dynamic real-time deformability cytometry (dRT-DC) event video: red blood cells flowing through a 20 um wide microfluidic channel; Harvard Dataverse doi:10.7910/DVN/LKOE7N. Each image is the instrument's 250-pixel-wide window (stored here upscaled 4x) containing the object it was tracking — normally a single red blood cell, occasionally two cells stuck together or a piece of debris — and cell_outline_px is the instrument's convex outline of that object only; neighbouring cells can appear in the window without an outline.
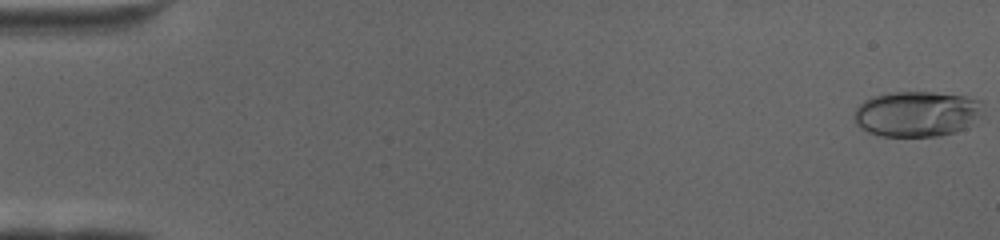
{"species": "human", "species_latin": "Homo sapiens", "temperature_condition": "cold", "stored_images_in_passage": 68, "camera_frame_rate_fps": 3000, "um_per_image_px": 0.085, "donor": {"sex": "female"}, "frame": {"image": 1, "passage_image": 1, "time_ms": 0.0, "image_size_px": [1000, 240], "cell_outline_px": [[984, 112], [968, 128], [956, 132], [940, 136], [880, 136], [868, 132], [860, 128], [856, 124], [856, 108], [864, 100], [872, 96], [896, 92], [932, 92], [964, 96], [980, 100]], "centroid_in_image_um": [77.97, 9.69], "position_along_channel_um": 7.0, "area_um2": 34.33}}
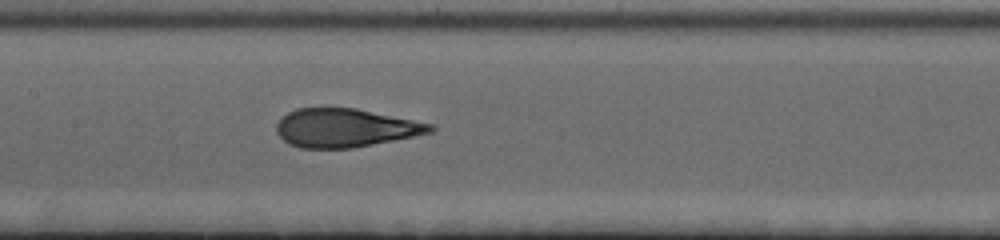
{"frame": {"image": 2, "passage_image": 34, "time_ms": 11.0, "image_size_px": [1000, 240], "cell_outline_px": [[436, 128], [432, 132], [352, 148], [300, 148], [288, 144], [276, 132], [276, 124], [288, 112], [296, 108], [356, 108], [432, 124]], "centroid_in_image_um": [29.31, 10.87], "position_along_channel_um": 178.1, "area_um2": 34.16}}
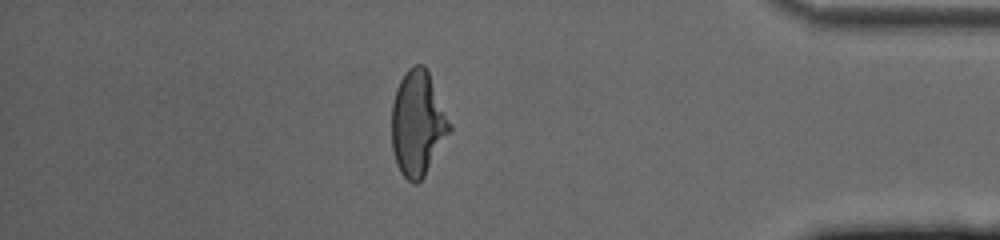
{"frame": {"image": 3, "passage_image": 59, "time_ms": 19.333, "image_size_px": [1000, 240], "cell_outline_px": [[452, 132], [424, 176], [416, 184], [412, 184], [400, 172], [396, 164], [392, 148], [392, 104], [396, 88], [400, 80], [408, 68], [416, 64], [424, 64], [428, 72], [452, 124]], "centroid_in_image_um": [35.52, 10.51], "position_along_channel_um": 399.7, "area_um2": 35.72}}